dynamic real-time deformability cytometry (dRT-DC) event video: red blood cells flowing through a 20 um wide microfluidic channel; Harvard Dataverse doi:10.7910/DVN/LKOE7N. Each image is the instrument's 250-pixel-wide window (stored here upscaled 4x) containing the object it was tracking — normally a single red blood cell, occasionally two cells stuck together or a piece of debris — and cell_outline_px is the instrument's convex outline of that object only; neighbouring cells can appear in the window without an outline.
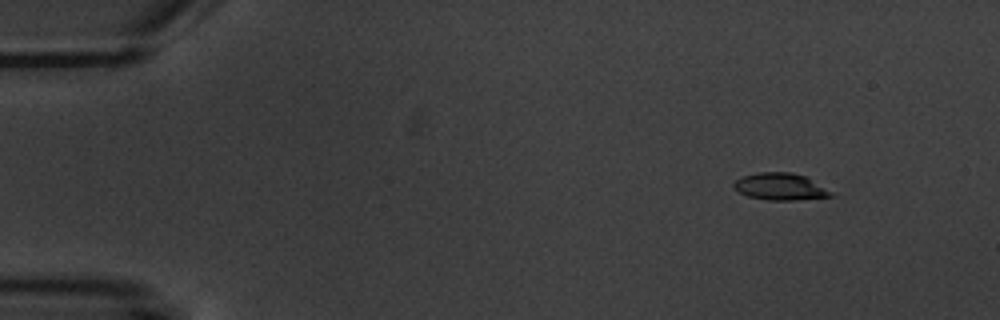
{"species": "common noctule bat (a hibernating species)", "species_latin": "Nyctalus noctula", "temperature_condition": "warm", "stored_images_in_passage": 5, "camera_frame_rate_fps": 3000, "um_per_image_px": 0.085, "animal": {"sex": "male", "body_mass_g": 20.1, "forearm_length_mm": 53.5}, "frame": {"image": 1, "passage_image": 1, "time_ms": 0.0, "image_size_px": [1000, 320], "cell_outline_px": [[836, 196], [796, 200], [768, 200], [748, 196], [732, 188], [732, 184], [736, 180], [744, 176], [760, 172], [792, 172], [804, 176], [832, 192]], "centroid_in_image_um": [66.31, 15.87], "position_along_channel_um": 18.7, "area_um2": 15.14}}
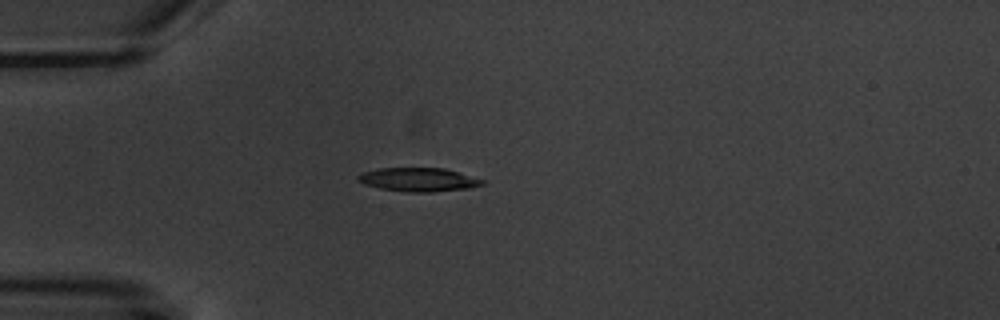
{"frame": {"image": 2, "passage_image": 3, "time_ms": 3.333, "image_size_px": [1000, 320], "cell_outline_px": [[488, 180], [484, 184], [472, 188], [432, 192], [408, 192], [380, 188], [364, 184], [356, 180], [356, 176], [360, 172], [380, 168], [444, 168]], "centroid_in_image_um": [35.6, 15.26], "position_along_channel_um": 49.4, "area_um2": 17.46}}